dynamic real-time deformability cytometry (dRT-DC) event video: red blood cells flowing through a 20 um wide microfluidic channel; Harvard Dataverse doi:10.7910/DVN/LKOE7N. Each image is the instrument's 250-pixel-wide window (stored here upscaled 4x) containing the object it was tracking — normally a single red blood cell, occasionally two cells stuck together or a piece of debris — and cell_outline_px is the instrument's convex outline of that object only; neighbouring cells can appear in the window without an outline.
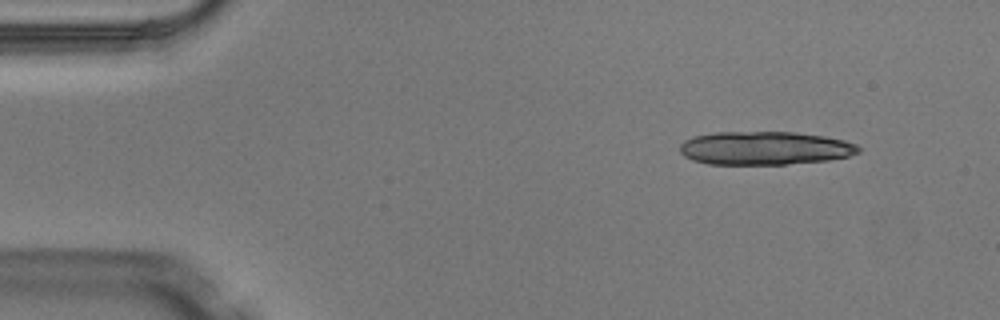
{"species": "Egyptian fruit bat (a non-hibernating species)", "species_latin": "Rousettus aegyptiacus", "temperature_condition": "warm", "stored_images_in_passage": 4, "segment_of_instrument_passage": [1, 2], "camera_frame_rate_fps": 3000, "um_per_image_px": 0.085, "animal": {"sex": "male"}, "frame": {"image": 1, "passage_image": 1, "time_ms": 0.0, "image_size_px": [1000, 320], "cell_outline_px": [[860, 152], [848, 156], [828, 160], [784, 164], [708, 164], [692, 160], [684, 156], [680, 152], [680, 144], [684, 140], [696, 136], [716, 132], [796, 132], [824, 136], [844, 140], [856, 144], [860, 148]], "centroid_in_image_um": [65.0, 12.59], "position_along_channel_um": 20.0, "area_um2": 34.74}}